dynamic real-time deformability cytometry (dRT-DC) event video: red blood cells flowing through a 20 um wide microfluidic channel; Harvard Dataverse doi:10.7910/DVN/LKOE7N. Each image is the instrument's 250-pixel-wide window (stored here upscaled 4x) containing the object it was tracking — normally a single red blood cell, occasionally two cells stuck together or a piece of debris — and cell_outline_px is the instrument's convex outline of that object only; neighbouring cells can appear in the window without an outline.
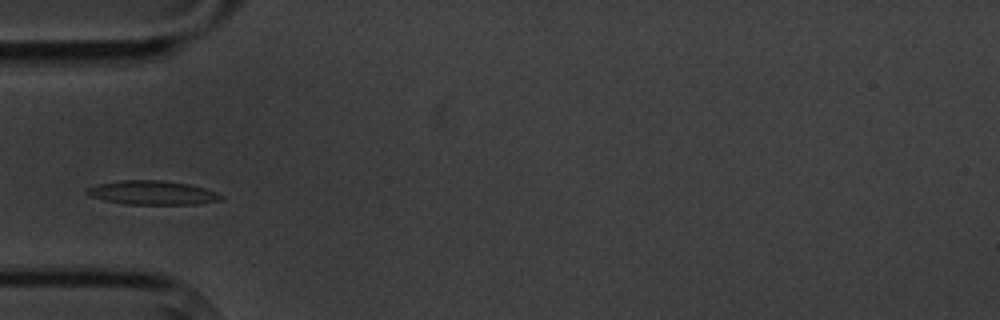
{"species": "common noctule bat (a hibernating species)", "species_latin": "Nyctalus noctula", "temperature_condition": "cold", "stored_images_in_passage": 7, "camera_frame_rate_fps": 3000, "um_per_image_px": 0.085, "animal": {"sex": "male", "body_mass_g": 20.1, "forearm_length_mm": 53.5}, "frame": {"image": 1, "passage_image": 4, "time_ms": 3.333, "image_size_px": [1000, 320], "cell_outline_px": [[224, 200], [196, 204], [124, 204], [104, 200], [92, 196], [84, 192], [84, 188], [96, 184], [120, 180], [164, 180], [188, 184], [204, 188], [216, 192], [224, 196]], "centroid_in_image_um": [12.93, 16.37], "position_along_channel_um": 72.1, "area_um2": 18.9}}
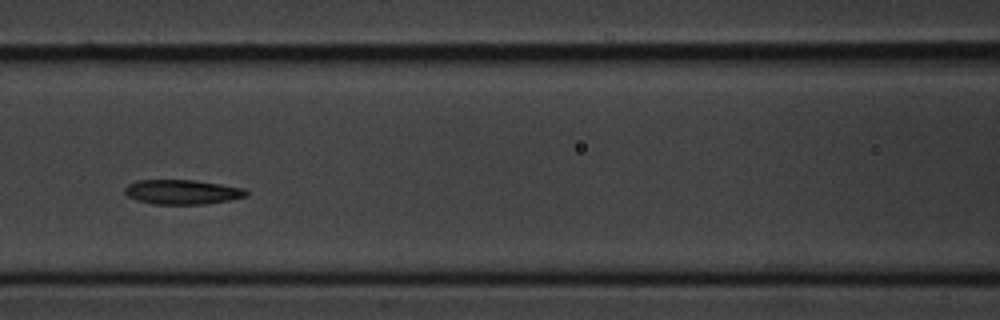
{"frame": {"image": 2, "passage_image": 6, "time_ms": 5.667, "image_size_px": [1000, 320], "cell_outline_px": [[248, 196], [228, 200], [204, 204], [152, 204], [136, 200], [128, 196], [124, 192], [124, 188], [128, 184], [136, 180], [192, 180], [220, 184], [244, 188], [248, 192]], "centroid_in_image_um": [15.46, 16.32], "position_along_channel_um": 151.1, "area_um2": 17.4}}
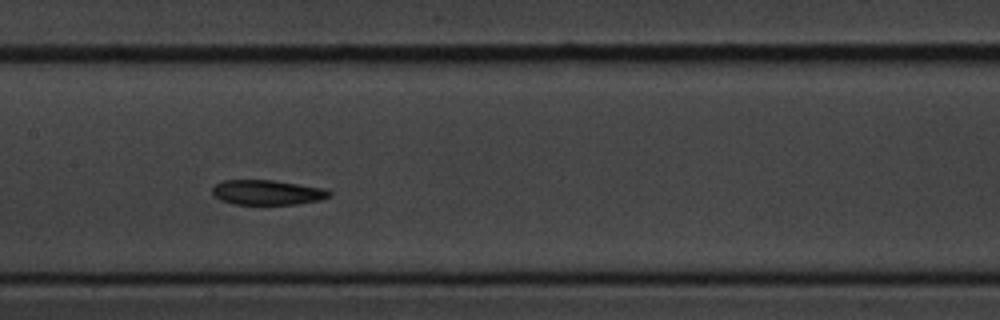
{"frame": {"image": 3, "passage_image": 7, "time_ms": 6.667, "image_size_px": [1000, 320], "cell_outline_px": [[332, 196], [320, 200], [296, 204], [232, 204], [220, 200], [212, 196], [212, 188], [216, 184], [224, 180], [272, 180], [324, 188], [332, 192]], "centroid_in_image_um": [22.71, 16.36], "position_along_channel_um": 184.7, "area_um2": 17.05}}